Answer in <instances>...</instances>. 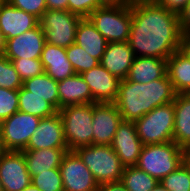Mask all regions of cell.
I'll list each match as a JSON object with an SVG mask.
<instances>
[{"label": "cell", "instance_id": "cell-2", "mask_svg": "<svg viewBox=\"0 0 190 191\" xmlns=\"http://www.w3.org/2000/svg\"><path fill=\"white\" fill-rule=\"evenodd\" d=\"M176 94L167 74L148 84L123 79L114 103L123 121H135L154 108L173 102Z\"/></svg>", "mask_w": 190, "mask_h": 191}, {"label": "cell", "instance_id": "cell-12", "mask_svg": "<svg viewBox=\"0 0 190 191\" xmlns=\"http://www.w3.org/2000/svg\"><path fill=\"white\" fill-rule=\"evenodd\" d=\"M122 116L115 103H93V144L111 145Z\"/></svg>", "mask_w": 190, "mask_h": 191}, {"label": "cell", "instance_id": "cell-3", "mask_svg": "<svg viewBox=\"0 0 190 191\" xmlns=\"http://www.w3.org/2000/svg\"><path fill=\"white\" fill-rule=\"evenodd\" d=\"M187 152L174 141L143 145L136 167L161 181L185 161Z\"/></svg>", "mask_w": 190, "mask_h": 191}, {"label": "cell", "instance_id": "cell-14", "mask_svg": "<svg viewBox=\"0 0 190 191\" xmlns=\"http://www.w3.org/2000/svg\"><path fill=\"white\" fill-rule=\"evenodd\" d=\"M110 146L124 167L136 166L143 144L137 135L134 121L122 120Z\"/></svg>", "mask_w": 190, "mask_h": 191}, {"label": "cell", "instance_id": "cell-13", "mask_svg": "<svg viewBox=\"0 0 190 191\" xmlns=\"http://www.w3.org/2000/svg\"><path fill=\"white\" fill-rule=\"evenodd\" d=\"M45 42V34L38 24L17 37L7 39L4 56L8 59H40Z\"/></svg>", "mask_w": 190, "mask_h": 191}, {"label": "cell", "instance_id": "cell-25", "mask_svg": "<svg viewBox=\"0 0 190 191\" xmlns=\"http://www.w3.org/2000/svg\"><path fill=\"white\" fill-rule=\"evenodd\" d=\"M167 76L175 92L184 93L190 87V58L180 50L167 59Z\"/></svg>", "mask_w": 190, "mask_h": 191}, {"label": "cell", "instance_id": "cell-24", "mask_svg": "<svg viewBox=\"0 0 190 191\" xmlns=\"http://www.w3.org/2000/svg\"><path fill=\"white\" fill-rule=\"evenodd\" d=\"M75 43L99 61H101L108 45V41L97 31L88 18H82L79 21Z\"/></svg>", "mask_w": 190, "mask_h": 191}, {"label": "cell", "instance_id": "cell-45", "mask_svg": "<svg viewBox=\"0 0 190 191\" xmlns=\"http://www.w3.org/2000/svg\"><path fill=\"white\" fill-rule=\"evenodd\" d=\"M21 191H40V190L31 183L30 185H28L26 188L22 189Z\"/></svg>", "mask_w": 190, "mask_h": 191}, {"label": "cell", "instance_id": "cell-18", "mask_svg": "<svg viewBox=\"0 0 190 191\" xmlns=\"http://www.w3.org/2000/svg\"><path fill=\"white\" fill-rule=\"evenodd\" d=\"M135 56L129 42L108 43L100 64L120 80L126 79Z\"/></svg>", "mask_w": 190, "mask_h": 191}, {"label": "cell", "instance_id": "cell-41", "mask_svg": "<svg viewBox=\"0 0 190 191\" xmlns=\"http://www.w3.org/2000/svg\"><path fill=\"white\" fill-rule=\"evenodd\" d=\"M179 50L188 58H190V34H182L180 38Z\"/></svg>", "mask_w": 190, "mask_h": 191}, {"label": "cell", "instance_id": "cell-31", "mask_svg": "<svg viewBox=\"0 0 190 191\" xmlns=\"http://www.w3.org/2000/svg\"><path fill=\"white\" fill-rule=\"evenodd\" d=\"M31 183L40 191H64L59 168L38 172L37 175L31 177Z\"/></svg>", "mask_w": 190, "mask_h": 191}, {"label": "cell", "instance_id": "cell-38", "mask_svg": "<svg viewBox=\"0 0 190 191\" xmlns=\"http://www.w3.org/2000/svg\"><path fill=\"white\" fill-rule=\"evenodd\" d=\"M179 15V27L182 34H190V0Z\"/></svg>", "mask_w": 190, "mask_h": 191}, {"label": "cell", "instance_id": "cell-44", "mask_svg": "<svg viewBox=\"0 0 190 191\" xmlns=\"http://www.w3.org/2000/svg\"><path fill=\"white\" fill-rule=\"evenodd\" d=\"M149 191H168V190L164 188L160 182H158L157 185L152 190Z\"/></svg>", "mask_w": 190, "mask_h": 191}, {"label": "cell", "instance_id": "cell-39", "mask_svg": "<svg viewBox=\"0 0 190 191\" xmlns=\"http://www.w3.org/2000/svg\"><path fill=\"white\" fill-rule=\"evenodd\" d=\"M47 10H68V0H46Z\"/></svg>", "mask_w": 190, "mask_h": 191}, {"label": "cell", "instance_id": "cell-50", "mask_svg": "<svg viewBox=\"0 0 190 191\" xmlns=\"http://www.w3.org/2000/svg\"><path fill=\"white\" fill-rule=\"evenodd\" d=\"M0 191H3V188H2V184H1V182H0Z\"/></svg>", "mask_w": 190, "mask_h": 191}, {"label": "cell", "instance_id": "cell-30", "mask_svg": "<svg viewBox=\"0 0 190 191\" xmlns=\"http://www.w3.org/2000/svg\"><path fill=\"white\" fill-rule=\"evenodd\" d=\"M160 183L168 191H190V165L185 160L173 172L165 176Z\"/></svg>", "mask_w": 190, "mask_h": 191}, {"label": "cell", "instance_id": "cell-19", "mask_svg": "<svg viewBox=\"0 0 190 191\" xmlns=\"http://www.w3.org/2000/svg\"><path fill=\"white\" fill-rule=\"evenodd\" d=\"M40 60L45 73L57 82L76 74L64 47L45 42Z\"/></svg>", "mask_w": 190, "mask_h": 191}, {"label": "cell", "instance_id": "cell-32", "mask_svg": "<svg viewBox=\"0 0 190 191\" xmlns=\"http://www.w3.org/2000/svg\"><path fill=\"white\" fill-rule=\"evenodd\" d=\"M23 81L16 71L13 63L4 55L0 56V87L19 90Z\"/></svg>", "mask_w": 190, "mask_h": 191}, {"label": "cell", "instance_id": "cell-9", "mask_svg": "<svg viewBox=\"0 0 190 191\" xmlns=\"http://www.w3.org/2000/svg\"><path fill=\"white\" fill-rule=\"evenodd\" d=\"M41 118L17 111L0 122L2 151H23L39 125Z\"/></svg>", "mask_w": 190, "mask_h": 191}, {"label": "cell", "instance_id": "cell-35", "mask_svg": "<svg viewBox=\"0 0 190 191\" xmlns=\"http://www.w3.org/2000/svg\"><path fill=\"white\" fill-rule=\"evenodd\" d=\"M12 6L23 10L27 13L33 14L40 19L46 8V0H6Z\"/></svg>", "mask_w": 190, "mask_h": 191}, {"label": "cell", "instance_id": "cell-28", "mask_svg": "<svg viewBox=\"0 0 190 191\" xmlns=\"http://www.w3.org/2000/svg\"><path fill=\"white\" fill-rule=\"evenodd\" d=\"M127 191H149L152 190L159 181L138 169L136 166L125 167L120 179Z\"/></svg>", "mask_w": 190, "mask_h": 191}, {"label": "cell", "instance_id": "cell-1", "mask_svg": "<svg viewBox=\"0 0 190 191\" xmlns=\"http://www.w3.org/2000/svg\"><path fill=\"white\" fill-rule=\"evenodd\" d=\"M129 45L135 57L168 59L180 48L179 15L157 2L131 3Z\"/></svg>", "mask_w": 190, "mask_h": 191}, {"label": "cell", "instance_id": "cell-37", "mask_svg": "<svg viewBox=\"0 0 190 191\" xmlns=\"http://www.w3.org/2000/svg\"><path fill=\"white\" fill-rule=\"evenodd\" d=\"M188 1L189 0H158L157 3L168 11L179 14L185 8Z\"/></svg>", "mask_w": 190, "mask_h": 191}, {"label": "cell", "instance_id": "cell-23", "mask_svg": "<svg viewBox=\"0 0 190 191\" xmlns=\"http://www.w3.org/2000/svg\"><path fill=\"white\" fill-rule=\"evenodd\" d=\"M68 148H43L39 150H23L27 170L30 176L48 169L59 168Z\"/></svg>", "mask_w": 190, "mask_h": 191}, {"label": "cell", "instance_id": "cell-29", "mask_svg": "<svg viewBox=\"0 0 190 191\" xmlns=\"http://www.w3.org/2000/svg\"><path fill=\"white\" fill-rule=\"evenodd\" d=\"M66 49L67 59L71 63L76 74H82L98 66L100 61L91 57L83 48L73 43Z\"/></svg>", "mask_w": 190, "mask_h": 191}, {"label": "cell", "instance_id": "cell-36", "mask_svg": "<svg viewBox=\"0 0 190 191\" xmlns=\"http://www.w3.org/2000/svg\"><path fill=\"white\" fill-rule=\"evenodd\" d=\"M102 7L98 0H68V11L87 18L95 9Z\"/></svg>", "mask_w": 190, "mask_h": 191}, {"label": "cell", "instance_id": "cell-34", "mask_svg": "<svg viewBox=\"0 0 190 191\" xmlns=\"http://www.w3.org/2000/svg\"><path fill=\"white\" fill-rule=\"evenodd\" d=\"M19 111L18 90L0 87V122Z\"/></svg>", "mask_w": 190, "mask_h": 191}, {"label": "cell", "instance_id": "cell-22", "mask_svg": "<svg viewBox=\"0 0 190 191\" xmlns=\"http://www.w3.org/2000/svg\"><path fill=\"white\" fill-rule=\"evenodd\" d=\"M173 103L175 111L173 141L190 153V98L178 93Z\"/></svg>", "mask_w": 190, "mask_h": 191}, {"label": "cell", "instance_id": "cell-17", "mask_svg": "<svg viewBox=\"0 0 190 191\" xmlns=\"http://www.w3.org/2000/svg\"><path fill=\"white\" fill-rule=\"evenodd\" d=\"M38 24L39 19L33 14L12 6L6 0L0 2V30L5 40L17 37Z\"/></svg>", "mask_w": 190, "mask_h": 191}, {"label": "cell", "instance_id": "cell-43", "mask_svg": "<svg viewBox=\"0 0 190 191\" xmlns=\"http://www.w3.org/2000/svg\"><path fill=\"white\" fill-rule=\"evenodd\" d=\"M5 42H6L5 37L3 36L0 30V56L4 55Z\"/></svg>", "mask_w": 190, "mask_h": 191}, {"label": "cell", "instance_id": "cell-21", "mask_svg": "<svg viewBox=\"0 0 190 191\" xmlns=\"http://www.w3.org/2000/svg\"><path fill=\"white\" fill-rule=\"evenodd\" d=\"M167 74V60L155 57H135L127 80L148 84Z\"/></svg>", "mask_w": 190, "mask_h": 191}, {"label": "cell", "instance_id": "cell-46", "mask_svg": "<svg viewBox=\"0 0 190 191\" xmlns=\"http://www.w3.org/2000/svg\"><path fill=\"white\" fill-rule=\"evenodd\" d=\"M183 94L190 98V87Z\"/></svg>", "mask_w": 190, "mask_h": 191}, {"label": "cell", "instance_id": "cell-7", "mask_svg": "<svg viewBox=\"0 0 190 191\" xmlns=\"http://www.w3.org/2000/svg\"><path fill=\"white\" fill-rule=\"evenodd\" d=\"M175 121L174 103L159 106L134 121L137 135L143 145L173 141Z\"/></svg>", "mask_w": 190, "mask_h": 191}, {"label": "cell", "instance_id": "cell-6", "mask_svg": "<svg viewBox=\"0 0 190 191\" xmlns=\"http://www.w3.org/2000/svg\"><path fill=\"white\" fill-rule=\"evenodd\" d=\"M108 43L127 42L132 23L131 4L102 6L88 17Z\"/></svg>", "mask_w": 190, "mask_h": 191}, {"label": "cell", "instance_id": "cell-11", "mask_svg": "<svg viewBox=\"0 0 190 191\" xmlns=\"http://www.w3.org/2000/svg\"><path fill=\"white\" fill-rule=\"evenodd\" d=\"M0 182L3 191H21L31 184V176L22 151L0 153Z\"/></svg>", "mask_w": 190, "mask_h": 191}, {"label": "cell", "instance_id": "cell-40", "mask_svg": "<svg viewBox=\"0 0 190 191\" xmlns=\"http://www.w3.org/2000/svg\"><path fill=\"white\" fill-rule=\"evenodd\" d=\"M99 191H127V190L120 181H115L99 185Z\"/></svg>", "mask_w": 190, "mask_h": 191}, {"label": "cell", "instance_id": "cell-26", "mask_svg": "<svg viewBox=\"0 0 190 191\" xmlns=\"http://www.w3.org/2000/svg\"><path fill=\"white\" fill-rule=\"evenodd\" d=\"M22 87L33 95L48 101L59 111L58 82L45 72L39 76L26 79L23 81Z\"/></svg>", "mask_w": 190, "mask_h": 191}, {"label": "cell", "instance_id": "cell-8", "mask_svg": "<svg viewBox=\"0 0 190 191\" xmlns=\"http://www.w3.org/2000/svg\"><path fill=\"white\" fill-rule=\"evenodd\" d=\"M81 19L68 10H46L39 19L46 43L64 48L75 43L76 29Z\"/></svg>", "mask_w": 190, "mask_h": 191}, {"label": "cell", "instance_id": "cell-4", "mask_svg": "<svg viewBox=\"0 0 190 191\" xmlns=\"http://www.w3.org/2000/svg\"><path fill=\"white\" fill-rule=\"evenodd\" d=\"M58 113L69 151L93 144V103L66 106Z\"/></svg>", "mask_w": 190, "mask_h": 191}, {"label": "cell", "instance_id": "cell-15", "mask_svg": "<svg viewBox=\"0 0 190 191\" xmlns=\"http://www.w3.org/2000/svg\"><path fill=\"white\" fill-rule=\"evenodd\" d=\"M89 86L94 103H114L118 96L120 79L101 64L81 74Z\"/></svg>", "mask_w": 190, "mask_h": 191}, {"label": "cell", "instance_id": "cell-5", "mask_svg": "<svg viewBox=\"0 0 190 191\" xmlns=\"http://www.w3.org/2000/svg\"><path fill=\"white\" fill-rule=\"evenodd\" d=\"M74 151L82 159L99 185L120 181L125 167L110 145L91 144L79 147Z\"/></svg>", "mask_w": 190, "mask_h": 191}, {"label": "cell", "instance_id": "cell-33", "mask_svg": "<svg viewBox=\"0 0 190 191\" xmlns=\"http://www.w3.org/2000/svg\"><path fill=\"white\" fill-rule=\"evenodd\" d=\"M22 81L39 76L45 72L40 59H9Z\"/></svg>", "mask_w": 190, "mask_h": 191}, {"label": "cell", "instance_id": "cell-20", "mask_svg": "<svg viewBox=\"0 0 190 191\" xmlns=\"http://www.w3.org/2000/svg\"><path fill=\"white\" fill-rule=\"evenodd\" d=\"M59 110L70 105L94 103L89 86L81 74L58 81Z\"/></svg>", "mask_w": 190, "mask_h": 191}, {"label": "cell", "instance_id": "cell-10", "mask_svg": "<svg viewBox=\"0 0 190 191\" xmlns=\"http://www.w3.org/2000/svg\"><path fill=\"white\" fill-rule=\"evenodd\" d=\"M64 191H98L99 184L75 151H67L59 167Z\"/></svg>", "mask_w": 190, "mask_h": 191}, {"label": "cell", "instance_id": "cell-48", "mask_svg": "<svg viewBox=\"0 0 190 191\" xmlns=\"http://www.w3.org/2000/svg\"><path fill=\"white\" fill-rule=\"evenodd\" d=\"M129 4H131V3H134V2H138V1H140L141 2V0H126Z\"/></svg>", "mask_w": 190, "mask_h": 191}, {"label": "cell", "instance_id": "cell-16", "mask_svg": "<svg viewBox=\"0 0 190 191\" xmlns=\"http://www.w3.org/2000/svg\"><path fill=\"white\" fill-rule=\"evenodd\" d=\"M43 148H68L59 113L42 118L24 150Z\"/></svg>", "mask_w": 190, "mask_h": 191}, {"label": "cell", "instance_id": "cell-47", "mask_svg": "<svg viewBox=\"0 0 190 191\" xmlns=\"http://www.w3.org/2000/svg\"><path fill=\"white\" fill-rule=\"evenodd\" d=\"M185 160H186V161L189 163V165H190V153H187Z\"/></svg>", "mask_w": 190, "mask_h": 191}, {"label": "cell", "instance_id": "cell-42", "mask_svg": "<svg viewBox=\"0 0 190 191\" xmlns=\"http://www.w3.org/2000/svg\"><path fill=\"white\" fill-rule=\"evenodd\" d=\"M101 6H122L129 4L126 0H98Z\"/></svg>", "mask_w": 190, "mask_h": 191}, {"label": "cell", "instance_id": "cell-27", "mask_svg": "<svg viewBox=\"0 0 190 191\" xmlns=\"http://www.w3.org/2000/svg\"><path fill=\"white\" fill-rule=\"evenodd\" d=\"M18 97L19 111L37 116L41 119L51 117L58 113V110L51 103L37 95H33L23 87L18 90Z\"/></svg>", "mask_w": 190, "mask_h": 191}, {"label": "cell", "instance_id": "cell-49", "mask_svg": "<svg viewBox=\"0 0 190 191\" xmlns=\"http://www.w3.org/2000/svg\"><path fill=\"white\" fill-rule=\"evenodd\" d=\"M158 0H141V2H157Z\"/></svg>", "mask_w": 190, "mask_h": 191}]
</instances>
